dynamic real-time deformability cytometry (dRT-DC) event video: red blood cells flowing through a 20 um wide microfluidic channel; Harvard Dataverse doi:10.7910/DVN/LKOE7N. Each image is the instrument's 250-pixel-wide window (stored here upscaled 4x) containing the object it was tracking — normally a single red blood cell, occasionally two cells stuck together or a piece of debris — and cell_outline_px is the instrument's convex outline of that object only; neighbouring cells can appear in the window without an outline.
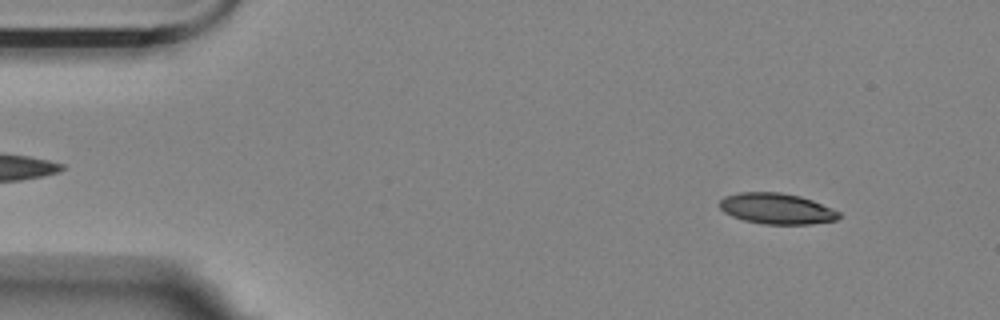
{"species": "Egyptian fruit bat (a non-hibernating species)", "species_latin": "Rousettus aegyptiacus", "temperature_condition": "room temperature", "stored_images_in_passage": 55, "camera_frame_rate_fps": 3000, "um_per_image_px": 0.085, "animal": {"sex": "female"}, "frame": {"image": 1, "passage_image": 5, "time_ms": 1.333, "image_size_px": [1000, 320], "cell_outline_px": [[840, 216], [836, 220], [812, 224], [764, 224], [744, 220], [732, 216], [724, 212], [720, 208], [720, 200], [724, 196], [740, 192], [780, 192], [800, 196], [812, 200], [832, 208], [840, 212]], "centroid_in_image_um": [66.02, 17.73], "position_along_channel_um": 19.0, "area_um2": 21.44}}
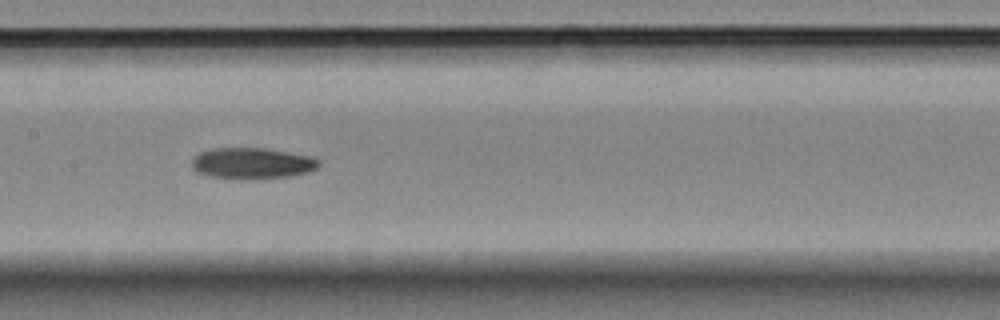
{"frame": {"image": 2, "passage_image": 26, "time_ms": 8.333, "image_size_px": [1000, 320], "cell_outline_px": [[320, 164], [316, 168], [308, 172], [292, 176], [248, 180], [240, 180], [208, 176], [196, 172], [192, 168], [192, 160], [200, 152], [212, 148], [264, 148], [308, 156], [320, 160]], "centroid_in_image_um": [21.4, 13.9], "position_along_channel_um": 186.0, "area_um2": 23.24}}
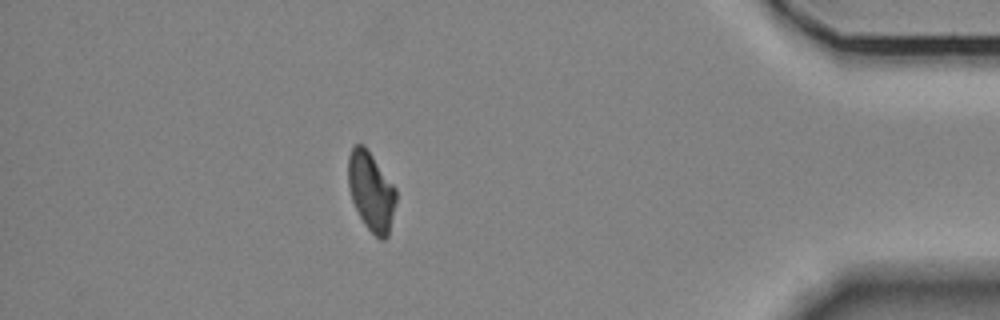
{"frame": {"image": 3, "passage_image": 48, "time_ms": 15.667, "image_size_px": [1000, 320], "cell_outline_px": [[396, 200], [388, 236], [384, 240], [380, 240], [364, 224], [352, 200], [348, 184], [348, 156], [352, 148], [356, 144], [364, 144], [396, 188]], "centroid_in_image_um": [31.54, 16.25], "position_along_channel_um": 403.7, "area_um2": 21.85}, "authors_computed_cell_mechanics": {"area_um2": 22.542, "velocity_mm_per_s": 3.5703, "shape_relaxation_time_tau1_ms": 6.9459, "shape_relaxation_time_tau2_ms": 4.323, "deformation_change_tau1": 0.1753, "deformation_change_tau2": 0.0935}}